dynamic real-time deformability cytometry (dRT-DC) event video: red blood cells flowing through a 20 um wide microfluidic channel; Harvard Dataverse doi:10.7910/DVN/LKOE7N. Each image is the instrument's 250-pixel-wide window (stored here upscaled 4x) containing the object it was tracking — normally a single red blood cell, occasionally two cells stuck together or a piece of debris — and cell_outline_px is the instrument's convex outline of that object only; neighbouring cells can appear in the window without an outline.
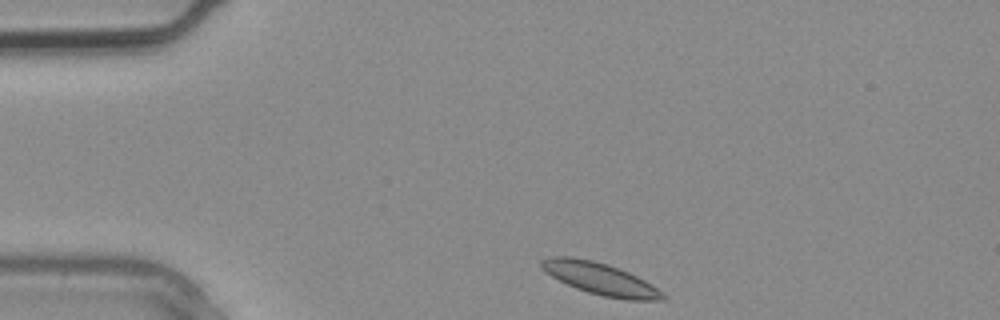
{"species": "common noctule bat (a hibernating species)", "species_latin": "Nyctalus noctula", "temperature_condition": "warm", "stored_images_in_passage": 2, "camera_frame_rate_fps": 3000, "um_per_image_px": 0.085, "animal": {"sex": "male", "body_mass_g": 20.4}, "frame": {"image": 1, "passage_image": 1, "time_ms": 0.0, "image_size_px": [1000, 320], "cell_outline_px": [[668, 296], [664, 300], [628, 300], [604, 296], [588, 292], [576, 288], [552, 276], [540, 268], [540, 260], [552, 256], [572, 256], [592, 260], [608, 264], [620, 268], [652, 284]], "centroid_in_image_um": [51.03, 23.68], "position_along_channel_um": 34.0, "area_um2": 22.6}}